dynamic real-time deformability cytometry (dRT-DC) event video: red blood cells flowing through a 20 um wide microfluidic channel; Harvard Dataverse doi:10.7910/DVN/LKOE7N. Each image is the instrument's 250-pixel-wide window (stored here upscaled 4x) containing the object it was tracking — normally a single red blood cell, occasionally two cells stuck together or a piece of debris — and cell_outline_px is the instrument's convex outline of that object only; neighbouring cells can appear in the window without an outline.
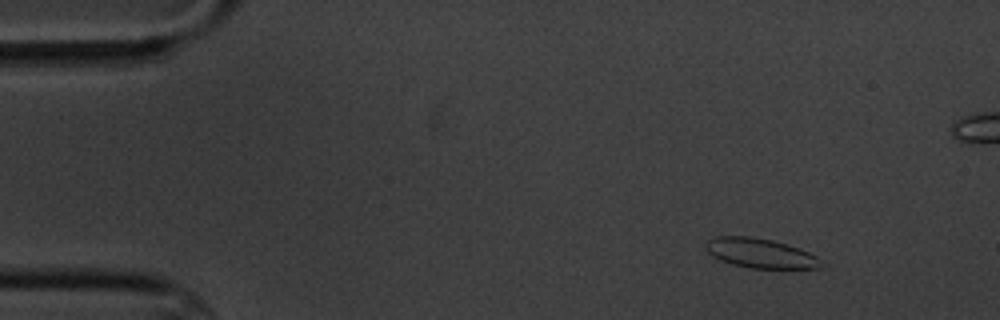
{"species": "common noctule bat (a hibernating species)", "species_latin": "Nyctalus noctula", "temperature_condition": "cold", "stored_images_in_passage": 4, "camera_frame_rate_fps": 3000, "um_per_image_px": 0.085, "animal": {"sex": "male", "body_mass_g": 20.1, "forearm_length_mm": 53.5}, "frame": {"image": 1, "passage_image": 1, "time_ms": 0.0, "image_size_px": [1000, 320], "cell_outline_px": [[828, 264], [820, 268], [748, 268], [732, 264], [720, 260], [712, 256], [704, 248], [704, 244], [708, 240], [716, 236], [752, 236], [772, 240], [808, 252], [816, 256]], "centroid_in_image_um": [64.62, 21.53], "position_along_channel_um": 20.4, "area_um2": 20.0}}